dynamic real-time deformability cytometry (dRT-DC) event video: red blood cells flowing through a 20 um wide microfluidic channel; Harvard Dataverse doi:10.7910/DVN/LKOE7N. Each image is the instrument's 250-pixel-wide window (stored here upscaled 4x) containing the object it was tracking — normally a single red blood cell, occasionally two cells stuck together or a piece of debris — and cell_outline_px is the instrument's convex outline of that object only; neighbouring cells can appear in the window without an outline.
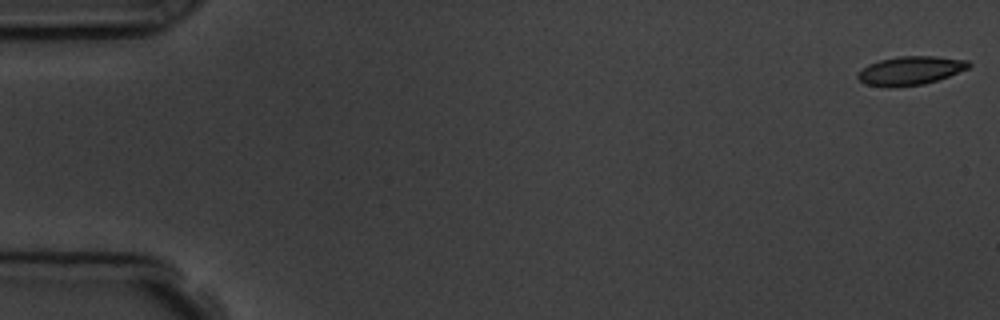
{"species": "common noctule bat (a hibernating species)", "species_latin": "Nyctalus noctula", "temperature_condition": "room temperature", "stored_images_in_passage": 4, "camera_frame_rate_fps": 3000, "um_per_image_px": 0.085, "animal": {"sex": "male", "body_mass_g": 19.5, "forearm_length_mm": 54.6}, "frame": {"image": 1, "passage_image": 1, "time_ms": 0.0, "image_size_px": [1000, 320], "cell_outline_px": [[972, 64], [968, 68], [948, 76], [924, 84], [892, 88], [888, 88], [864, 84], [856, 76], [868, 64], [880, 60], [900, 56], [936, 56], [968, 60]], "centroid_in_image_um": [77.37, 6.01], "position_along_channel_um": 7.6, "area_um2": 18.55}}